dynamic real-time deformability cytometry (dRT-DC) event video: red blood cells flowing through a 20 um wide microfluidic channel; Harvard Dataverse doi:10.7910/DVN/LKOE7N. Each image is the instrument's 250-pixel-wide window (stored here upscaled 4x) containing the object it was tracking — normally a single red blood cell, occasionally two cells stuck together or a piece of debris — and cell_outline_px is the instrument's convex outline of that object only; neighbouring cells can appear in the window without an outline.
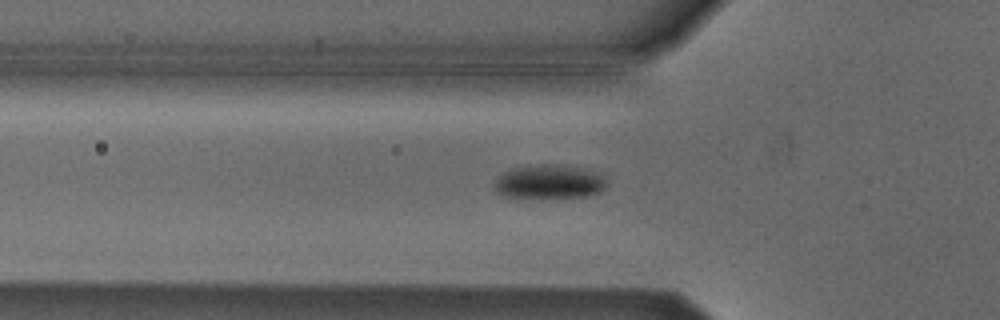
{"species": "Egyptian fruit bat (a non-hibernating species)", "species_latin": "Rousettus aegyptiacus", "temperature_condition": "cold", "stored_images_in_passage": 45, "camera_frame_rate_fps": 3000, "um_per_image_px": 0.085, "animal": {"sex": "male"}, "frame": {"image": 1, "passage_image": 17, "time_ms": 5.333, "image_size_px": [1000, 320], "cell_outline_px": [[608, 184], [600, 192], [588, 196], [500, 196], [496, 192], [496, 176], [512, 168], [528, 164], [564, 164], [588, 168], [600, 172], [604, 176]], "centroid_in_image_um": [46.74, 15.39], "position_along_channel_um": 79.1, "area_um2": 22.43}}
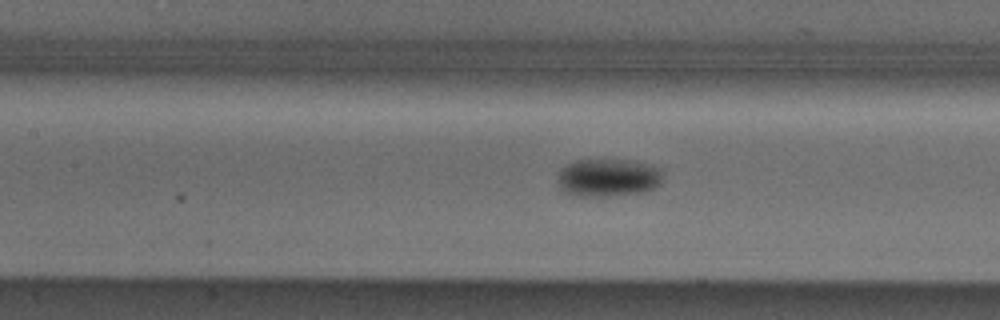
{"frame": {"image": 2, "passage_image": 23, "time_ms": 7.333, "image_size_px": [1000, 320], "cell_outline_px": [[660, 184], [644, 192], [612, 196], [580, 196], [564, 192], [560, 188], [560, 168], [564, 164], [576, 160], [636, 160], [660, 168]], "centroid_in_image_um": [51.68, 15.09], "position_along_channel_um": 155.7, "area_um2": 23.18}}
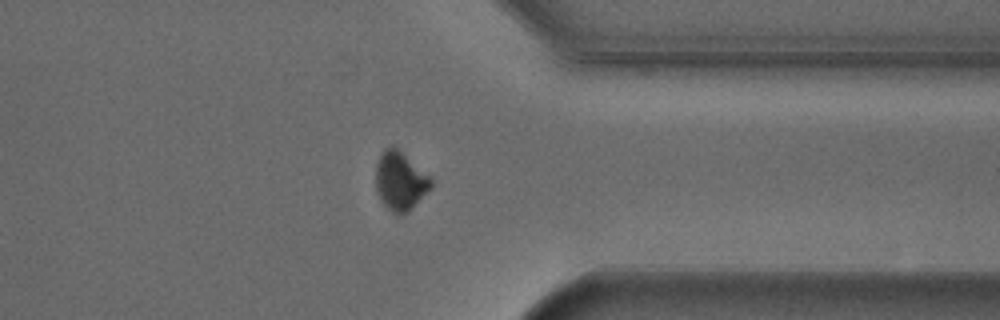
{"frame": {"image": 3, "passage_image": 41, "time_ms": 13.333, "image_size_px": [1000, 320], "cell_outline_px": [[432, 188], [408, 212], [392, 212], [380, 200], [376, 188], [376, 164], [380, 152], [384, 148], [392, 144], [428, 176], [432, 180]], "centroid_in_image_um": [33.99, 15.36], "position_along_channel_um": 377.4, "area_um2": 18.55}, "authors_computed_cell_mechanics": {"area_um2": 20.9814, "velocity_mm_per_s": 3.8122, "shape_relaxation_time_tau1_ms": 2.0296, "shape_relaxation_time_tau2_ms": null, "deformation_change_tau1": 0.0757, "deformation_change_tau2": null}}